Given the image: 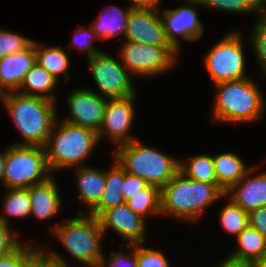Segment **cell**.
<instances>
[{
  "mask_svg": "<svg viewBox=\"0 0 266 267\" xmlns=\"http://www.w3.org/2000/svg\"><path fill=\"white\" fill-rule=\"evenodd\" d=\"M3 105L22 141L13 145L45 146L56 122L55 102L38 96H27L18 92L5 94Z\"/></svg>",
  "mask_w": 266,
  "mask_h": 267,
  "instance_id": "cell-1",
  "label": "cell"
},
{
  "mask_svg": "<svg viewBox=\"0 0 266 267\" xmlns=\"http://www.w3.org/2000/svg\"><path fill=\"white\" fill-rule=\"evenodd\" d=\"M225 193L218 184L191 180L178 172L160 189L161 214L196 222L206 208L225 197Z\"/></svg>",
  "mask_w": 266,
  "mask_h": 267,
  "instance_id": "cell-2",
  "label": "cell"
},
{
  "mask_svg": "<svg viewBox=\"0 0 266 267\" xmlns=\"http://www.w3.org/2000/svg\"><path fill=\"white\" fill-rule=\"evenodd\" d=\"M99 143L98 133L92 129L56 120L46 145V161L50 172L84 165Z\"/></svg>",
  "mask_w": 266,
  "mask_h": 267,
  "instance_id": "cell-3",
  "label": "cell"
},
{
  "mask_svg": "<svg viewBox=\"0 0 266 267\" xmlns=\"http://www.w3.org/2000/svg\"><path fill=\"white\" fill-rule=\"evenodd\" d=\"M251 78L215 84L213 120L227 123L256 121L263 115L265 99Z\"/></svg>",
  "mask_w": 266,
  "mask_h": 267,
  "instance_id": "cell-4",
  "label": "cell"
},
{
  "mask_svg": "<svg viewBox=\"0 0 266 267\" xmlns=\"http://www.w3.org/2000/svg\"><path fill=\"white\" fill-rule=\"evenodd\" d=\"M113 157L126 173L138 176L160 189L179 172L180 161L140 144L137 139L117 146Z\"/></svg>",
  "mask_w": 266,
  "mask_h": 267,
  "instance_id": "cell-5",
  "label": "cell"
},
{
  "mask_svg": "<svg viewBox=\"0 0 266 267\" xmlns=\"http://www.w3.org/2000/svg\"><path fill=\"white\" fill-rule=\"evenodd\" d=\"M77 212V216L68 219L65 223L51 228L53 234L79 263L84 266H97L105 254H103L101 239L105 235L98 218Z\"/></svg>",
  "mask_w": 266,
  "mask_h": 267,
  "instance_id": "cell-6",
  "label": "cell"
},
{
  "mask_svg": "<svg viewBox=\"0 0 266 267\" xmlns=\"http://www.w3.org/2000/svg\"><path fill=\"white\" fill-rule=\"evenodd\" d=\"M43 146L11 145L5 149L3 186L28 189L51 177Z\"/></svg>",
  "mask_w": 266,
  "mask_h": 267,
  "instance_id": "cell-7",
  "label": "cell"
},
{
  "mask_svg": "<svg viewBox=\"0 0 266 267\" xmlns=\"http://www.w3.org/2000/svg\"><path fill=\"white\" fill-rule=\"evenodd\" d=\"M241 32L224 36L204 57V65L214 85L246 78Z\"/></svg>",
  "mask_w": 266,
  "mask_h": 267,
  "instance_id": "cell-8",
  "label": "cell"
},
{
  "mask_svg": "<svg viewBox=\"0 0 266 267\" xmlns=\"http://www.w3.org/2000/svg\"><path fill=\"white\" fill-rule=\"evenodd\" d=\"M121 63L130 74L157 76L166 73L176 63L177 53L171 46H153L123 41Z\"/></svg>",
  "mask_w": 266,
  "mask_h": 267,
  "instance_id": "cell-9",
  "label": "cell"
},
{
  "mask_svg": "<svg viewBox=\"0 0 266 267\" xmlns=\"http://www.w3.org/2000/svg\"><path fill=\"white\" fill-rule=\"evenodd\" d=\"M99 94L106 99H120L137 95L130 73L124 65L103 51L88 60Z\"/></svg>",
  "mask_w": 266,
  "mask_h": 267,
  "instance_id": "cell-10",
  "label": "cell"
},
{
  "mask_svg": "<svg viewBox=\"0 0 266 267\" xmlns=\"http://www.w3.org/2000/svg\"><path fill=\"white\" fill-rule=\"evenodd\" d=\"M87 88L75 89L67 96L69 115L63 121L92 129L98 133L105 114L107 99Z\"/></svg>",
  "mask_w": 266,
  "mask_h": 267,
  "instance_id": "cell-11",
  "label": "cell"
},
{
  "mask_svg": "<svg viewBox=\"0 0 266 267\" xmlns=\"http://www.w3.org/2000/svg\"><path fill=\"white\" fill-rule=\"evenodd\" d=\"M136 96L107 100L103 122L98 131L99 141L102 136H107L112 143L119 146L136 140L129 134L135 116L133 101Z\"/></svg>",
  "mask_w": 266,
  "mask_h": 267,
  "instance_id": "cell-12",
  "label": "cell"
},
{
  "mask_svg": "<svg viewBox=\"0 0 266 267\" xmlns=\"http://www.w3.org/2000/svg\"><path fill=\"white\" fill-rule=\"evenodd\" d=\"M125 41L134 43L170 46L166 40L161 15L157 9L132 8L125 32Z\"/></svg>",
  "mask_w": 266,
  "mask_h": 267,
  "instance_id": "cell-13",
  "label": "cell"
},
{
  "mask_svg": "<svg viewBox=\"0 0 266 267\" xmlns=\"http://www.w3.org/2000/svg\"><path fill=\"white\" fill-rule=\"evenodd\" d=\"M162 15L166 40L177 53L180 51L178 37L194 42L204 34V26L193 6L183 5L176 9L164 10Z\"/></svg>",
  "mask_w": 266,
  "mask_h": 267,
  "instance_id": "cell-14",
  "label": "cell"
},
{
  "mask_svg": "<svg viewBox=\"0 0 266 267\" xmlns=\"http://www.w3.org/2000/svg\"><path fill=\"white\" fill-rule=\"evenodd\" d=\"M104 234L107 229L112 228L119 235L129 241V245L144 244L146 220L134 213L126 203L104 211L98 217Z\"/></svg>",
  "mask_w": 266,
  "mask_h": 267,
  "instance_id": "cell-15",
  "label": "cell"
},
{
  "mask_svg": "<svg viewBox=\"0 0 266 267\" xmlns=\"http://www.w3.org/2000/svg\"><path fill=\"white\" fill-rule=\"evenodd\" d=\"M255 168L251 167L250 171L225 193L247 213L266 206V171L252 177L250 173L255 171Z\"/></svg>",
  "mask_w": 266,
  "mask_h": 267,
  "instance_id": "cell-16",
  "label": "cell"
},
{
  "mask_svg": "<svg viewBox=\"0 0 266 267\" xmlns=\"http://www.w3.org/2000/svg\"><path fill=\"white\" fill-rule=\"evenodd\" d=\"M36 64L33 43L22 52L12 53L0 59V87L6 92H16L26 73Z\"/></svg>",
  "mask_w": 266,
  "mask_h": 267,
  "instance_id": "cell-17",
  "label": "cell"
},
{
  "mask_svg": "<svg viewBox=\"0 0 266 267\" xmlns=\"http://www.w3.org/2000/svg\"><path fill=\"white\" fill-rule=\"evenodd\" d=\"M53 176L46 181L28 188L31 200V214L37 220H45L54 216L62 206V200Z\"/></svg>",
  "mask_w": 266,
  "mask_h": 267,
  "instance_id": "cell-18",
  "label": "cell"
},
{
  "mask_svg": "<svg viewBox=\"0 0 266 267\" xmlns=\"http://www.w3.org/2000/svg\"><path fill=\"white\" fill-rule=\"evenodd\" d=\"M79 197L90 212L101 200L106 188V170H98L90 166L75 169Z\"/></svg>",
  "mask_w": 266,
  "mask_h": 267,
  "instance_id": "cell-19",
  "label": "cell"
},
{
  "mask_svg": "<svg viewBox=\"0 0 266 267\" xmlns=\"http://www.w3.org/2000/svg\"><path fill=\"white\" fill-rule=\"evenodd\" d=\"M107 7L104 11L101 10L97 20L89 26L96 34L97 39L106 40L119 34L125 37L129 13L133 7L130 5L125 10L115 5H109Z\"/></svg>",
  "mask_w": 266,
  "mask_h": 267,
  "instance_id": "cell-20",
  "label": "cell"
},
{
  "mask_svg": "<svg viewBox=\"0 0 266 267\" xmlns=\"http://www.w3.org/2000/svg\"><path fill=\"white\" fill-rule=\"evenodd\" d=\"M110 170L106 171V188L99 203L88 213L98 218L104 211L125 203L122 190L125 170L114 160Z\"/></svg>",
  "mask_w": 266,
  "mask_h": 267,
  "instance_id": "cell-21",
  "label": "cell"
},
{
  "mask_svg": "<svg viewBox=\"0 0 266 267\" xmlns=\"http://www.w3.org/2000/svg\"><path fill=\"white\" fill-rule=\"evenodd\" d=\"M214 169L218 185L227 192L237 184L249 171L242 159L231 152L213 156Z\"/></svg>",
  "mask_w": 266,
  "mask_h": 267,
  "instance_id": "cell-22",
  "label": "cell"
},
{
  "mask_svg": "<svg viewBox=\"0 0 266 267\" xmlns=\"http://www.w3.org/2000/svg\"><path fill=\"white\" fill-rule=\"evenodd\" d=\"M236 238L239 247L227 259L248 263L266 257V238L254 227L248 225Z\"/></svg>",
  "mask_w": 266,
  "mask_h": 267,
  "instance_id": "cell-23",
  "label": "cell"
},
{
  "mask_svg": "<svg viewBox=\"0 0 266 267\" xmlns=\"http://www.w3.org/2000/svg\"><path fill=\"white\" fill-rule=\"evenodd\" d=\"M58 81L46 69L36 63L26 73L22 84L16 92L27 96L43 97L56 102L55 93L53 92Z\"/></svg>",
  "mask_w": 266,
  "mask_h": 267,
  "instance_id": "cell-24",
  "label": "cell"
},
{
  "mask_svg": "<svg viewBox=\"0 0 266 267\" xmlns=\"http://www.w3.org/2000/svg\"><path fill=\"white\" fill-rule=\"evenodd\" d=\"M36 63L46 69L52 76L59 80V75H64L69 81L67 73L70 67V59L60 46H43L34 41Z\"/></svg>",
  "mask_w": 266,
  "mask_h": 267,
  "instance_id": "cell-25",
  "label": "cell"
},
{
  "mask_svg": "<svg viewBox=\"0 0 266 267\" xmlns=\"http://www.w3.org/2000/svg\"><path fill=\"white\" fill-rule=\"evenodd\" d=\"M187 164L179 162V172L186 178L203 183L218 184L214 169L213 156L198 154L188 160Z\"/></svg>",
  "mask_w": 266,
  "mask_h": 267,
  "instance_id": "cell-26",
  "label": "cell"
},
{
  "mask_svg": "<svg viewBox=\"0 0 266 267\" xmlns=\"http://www.w3.org/2000/svg\"><path fill=\"white\" fill-rule=\"evenodd\" d=\"M128 207L144 219L150 214H161L160 188L148 185L125 202Z\"/></svg>",
  "mask_w": 266,
  "mask_h": 267,
  "instance_id": "cell-27",
  "label": "cell"
},
{
  "mask_svg": "<svg viewBox=\"0 0 266 267\" xmlns=\"http://www.w3.org/2000/svg\"><path fill=\"white\" fill-rule=\"evenodd\" d=\"M0 220L9 224L8 217H27L31 214V200L28 189H7Z\"/></svg>",
  "mask_w": 266,
  "mask_h": 267,
  "instance_id": "cell-28",
  "label": "cell"
},
{
  "mask_svg": "<svg viewBox=\"0 0 266 267\" xmlns=\"http://www.w3.org/2000/svg\"><path fill=\"white\" fill-rule=\"evenodd\" d=\"M228 202L221 210L220 224L225 232L238 236L249 225V213L231 199Z\"/></svg>",
  "mask_w": 266,
  "mask_h": 267,
  "instance_id": "cell-29",
  "label": "cell"
},
{
  "mask_svg": "<svg viewBox=\"0 0 266 267\" xmlns=\"http://www.w3.org/2000/svg\"><path fill=\"white\" fill-rule=\"evenodd\" d=\"M201 7L216 8L232 13H258L255 0H185Z\"/></svg>",
  "mask_w": 266,
  "mask_h": 267,
  "instance_id": "cell-30",
  "label": "cell"
},
{
  "mask_svg": "<svg viewBox=\"0 0 266 267\" xmlns=\"http://www.w3.org/2000/svg\"><path fill=\"white\" fill-rule=\"evenodd\" d=\"M39 247L22 242L11 253L0 257V267H31L32 257Z\"/></svg>",
  "mask_w": 266,
  "mask_h": 267,
  "instance_id": "cell-31",
  "label": "cell"
},
{
  "mask_svg": "<svg viewBox=\"0 0 266 267\" xmlns=\"http://www.w3.org/2000/svg\"><path fill=\"white\" fill-rule=\"evenodd\" d=\"M33 40L6 29H0V59L27 49Z\"/></svg>",
  "mask_w": 266,
  "mask_h": 267,
  "instance_id": "cell-32",
  "label": "cell"
},
{
  "mask_svg": "<svg viewBox=\"0 0 266 267\" xmlns=\"http://www.w3.org/2000/svg\"><path fill=\"white\" fill-rule=\"evenodd\" d=\"M251 44L255 51L256 59L266 77V17L259 16L258 22L252 30Z\"/></svg>",
  "mask_w": 266,
  "mask_h": 267,
  "instance_id": "cell-33",
  "label": "cell"
},
{
  "mask_svg": "<svg viewBox=\"0 0 266 267\" xmlns=\"http://www.w3.org/2000/svg\"><path fill=\"white\" fill-rule=\"evenodd\" d=\"M142 245V243L135 244V258L138 267H170L168 259L161 251Z\"/></svg>",
  "mask_w": 266,
  "mask_h": 267,
  "instance_id": "cell-34",
  "label": "cell"
},
{
  "mask_svg": "<svg viewBox=\"0 0 266 267\" xmlns=\"http://www.w3.org/2000/svg\"><path fill=\"white\" fill-rule=\"evenodd\" d=\"M75 30L74 39L69 43L72 47H77V49L84 51L87 59L101 52V50L96 49L92 44L93 41H97V36L90 26L88 28L80 26Z\"/></svg>",
  "mask_w": 266,
  "mask_h": 267,
  "instance_id": "cell-35",
  "label": "cell"
},
{
  "mask_svg": "<svg viewBox=\"0 0 266 267\" xmlns=\"http://www.w3.org/2000/svg\"><path fill=\"white\" fill-rule=\"evenodd\" d=\"M31 267H73L66 262V259L54 251H43L40 247L35 251Z\"/></svg>",
  "mask_w": 266,
  "mask_h": 267,
  "instance_id": "cell-36",
  "label": "cell"
},
{
  "mask_svg": "<svg viewBox=\"0 0 266 267\" xmlns=\"http://www.w3.org/2000/svg\"><path fill=\"white\" fill-rule=\"evenodd\" d=\"M125 247L134 249L132 255H126L123 252H113L109 255V258H103L97 266L93 267H138L137 260L135 258V244H126Z\"/></svg>",
  "mask_w": 266,
  "mask_h": 267,
  "instance_id": "cell-37",
  "label": "cell"
},
{
  "mask_svg": "<svg viewBox=\"0 0 266 267\" xmlns=\"http://www.w3.org/2000/svg\"><path fill=\"white\" fill-rule=\"evenodd\" d=\"M9 226L0 220V257L11 253L22 243Z\"/></svg>",
  "mask_w": 266,
  "mask_h": 267,
  "instance_id": "cell-38",
  "label": "cell"
},
{
  "mask_svg": "<svg viewBox=\"0 0 266 267\" xmlns=\"http://www.w3.org/2000/svg\"><path fill=\"white\" fill-rule=\"evenodd\" d=\"M148 185L144 179L125 172V181L122 190L124 200L126 201L133 197V195L144 190Z\"/></svg>",
  "mask_w": 266,
  "mask_h": 267,
  "instance_id": "cell-39",
  "label": "cell"
},
{
  "mask_svg": "<svg viewBox=\"0 0 266 267\" xmlns=\"http://www.w3.org/2000/svg\"><path fill=\"white\" fill-rule=\"evenodd\" d=\"M249 225L258 230L266 238V206L249 213Z\"/></svg>",
  "mask_w": 266,
  "mask_h": 267,
  "instance_id": "cell-40",
  "label": "cell"
},
{
  "mask_svg": "<svg viewBox=\"0 0 266 267\" xmlns=\"http://www.w3.org/2000/svg\"><path fill=\"white\" fill-rule=\"evenodd\" d=\"M133 8H151L158 9L161 0H130Z\"/></svg>",
  "mask_w": 266,
  "mask_h": 267,
  "instance_id": "cell-41",
  "label": "cell"
},
{
  "mask_svg": "<svg viewBox=\"0 0 266 267\" xmlns=\"http://www.w3.org/2000/svg\"><path fill=\"white\" fill-rule=\"evenodd\" d=\"M216 267H248V265L247 263L234 262L226 258Z\"/></svg>",
  "mask_w": 266,
  "mask_h": 267,
  "instance_id": "cell-42",
  "label": "cell"
},
{
  "mask_svg": "<svg viewBox=\"0 0 266 267\" xmlns=\"http://www.w3.org/2000/svg\"><path fill=\"white\" fill-rule=\"evenodd\" d=\"M259 16L266 17V0H255Z\"/></svg>",
  "mask_w": 266,
  "mask_h": 267,
  "instance_id": "cell-43",
  "label": "cell"
},
{
  "mask_svg": "<svg viewBox=\"0 0 266 267\" xmlns=\"http://www.w3.org/2000/svg\"><path fill=\"white\" fill-rule=\"evenodd\" d=\"M4 168H5V150L3 152H0V181L2 184H3Z\"/></svg>",
  "mask_w": 266,
  "mask_h": 267,
  "instance_id": "cell-44",
  "label": "cell"
},
{
  "mask_svg": "<svg viewBox=\"0 0 266 267\" xmlns=\"http://www.w3.org/2000/svg\"><path fill=\"white\" fill-rule=\"evenodd\" d=\"M248 267H266V257L263 259L253 260L247 263Z\"/></svg>",
  "mask_w": 266,
  "mask_h": 267,
  "instance_id": "cell-45",
  "label": "cell"
},
{
  "mask_svg": "<svg viewBox=\"0 0 266 267\" xmlns=\"http://www.w3.org/2000/svg\"><path fill=\"white\" fill-rule=\"evenodd\" d=\"M6 92L0 87V103L3 104Z\"/></svg>",
  "mask_w": 266,
  "mask_h": 267,
  "instance_id": "cell-46",
  "label": "cell"
}]
</instances>
